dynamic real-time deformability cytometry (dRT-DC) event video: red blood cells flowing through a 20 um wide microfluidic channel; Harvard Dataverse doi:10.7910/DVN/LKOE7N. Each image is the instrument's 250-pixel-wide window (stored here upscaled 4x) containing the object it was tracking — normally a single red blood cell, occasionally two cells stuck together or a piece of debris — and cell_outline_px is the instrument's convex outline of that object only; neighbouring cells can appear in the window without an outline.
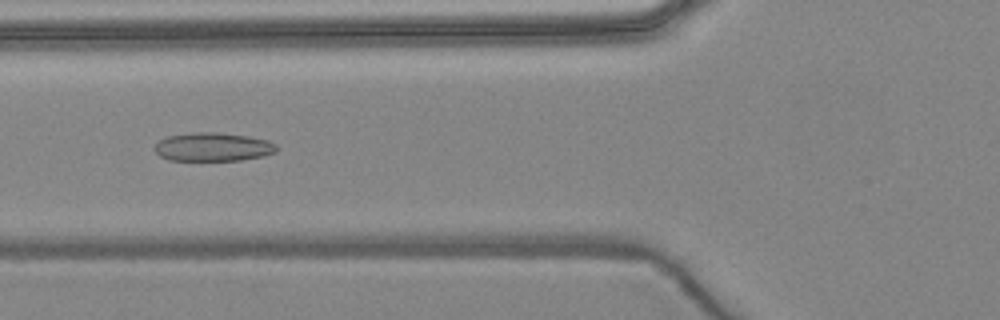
{"species": "common noctule bat (a hibernating species)", "species_latin": "Nyctalus noctula", "temperature_condition": "warm", "stored_images_in_passage": 5, "camera_frame_rate_fps": 3000, "um_per_image_px": 0.085, "animal": {"sex": "female", "body_mass_g": 24.6, "forearm_length_mm": 56.2}, "frame": {"image": 1, "passage_image": 5, "time_ms": 4.667, "image_size_px": [1000, 320], "cell_outline_px": [[276, 152], [264, 156], [240, 160], [168, 160], [160, 156], [152, 148], [160, 140], [168, 136], [196, 132], [216, 132], [248, 136], [268, 140], [276, 144]], "centroid_in_image_um": [18.1, 12.49], "position_along_channel_um": 107.7, "area_um2": 20.29}}